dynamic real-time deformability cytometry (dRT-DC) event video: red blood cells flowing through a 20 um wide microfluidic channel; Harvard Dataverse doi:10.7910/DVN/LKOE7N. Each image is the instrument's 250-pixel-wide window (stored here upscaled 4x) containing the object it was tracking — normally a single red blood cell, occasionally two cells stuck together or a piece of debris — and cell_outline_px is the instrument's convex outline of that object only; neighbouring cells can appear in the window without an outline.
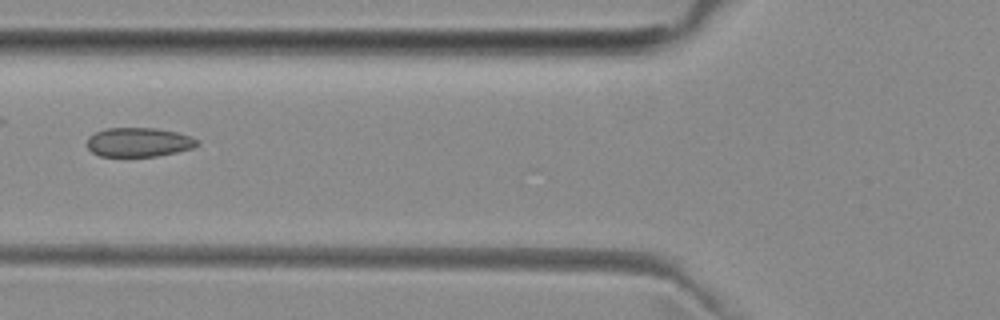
{"species": "common noctule bat (a hibernating species)", "species_latin": "Nyctalus noctula", "temperature_condition": "room temperature", "stored_images_in_passage": 4, "camera_frame_rate_fps": 3000, "um_per_image_px": 0.085, "animal": {"sex": "female", "body_mass_g": 29.2, "forearm_length_mm": 56.3}, "frame": {"image": 1, "passage_image": 3, "time_ms": 2.333, "image_size_px": [1000, 320], "cell_outline_px": [[200, 144], [192, 148], [176, 152], [156, 156], [100, 156], [92, 152], [88, 148], [88, 136], [104, 128], [156, 128], [176, 132], [192, 136]], "centroid_in_image_um": [11.79, 12.08], "position_along_channel_um": 114.0, "area_um2": 18.67}}
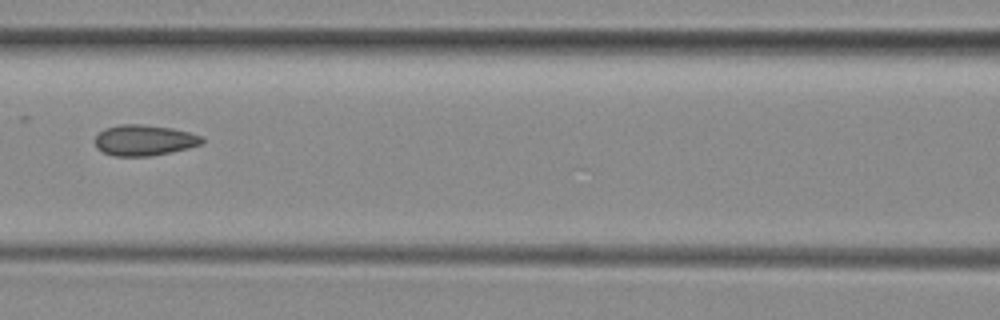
{"frame": {"image": 2, "passage_image": 4, "time_ms": 3.333, "image_size_px": [1000, 320], "cell_outline_px": [[204, 144], [172, 152], [152, 156], [116, 156], [104, 152], [96, 148], [96, 136], [104, 128], [120, 124], [144, 124], [172, 128], [188, 132], [200, 136], [204, 140]], "centroid_in_image_um": [12.27, 11.92], "position_along_channel_um": 154.3, "area_um2": 19.25}}